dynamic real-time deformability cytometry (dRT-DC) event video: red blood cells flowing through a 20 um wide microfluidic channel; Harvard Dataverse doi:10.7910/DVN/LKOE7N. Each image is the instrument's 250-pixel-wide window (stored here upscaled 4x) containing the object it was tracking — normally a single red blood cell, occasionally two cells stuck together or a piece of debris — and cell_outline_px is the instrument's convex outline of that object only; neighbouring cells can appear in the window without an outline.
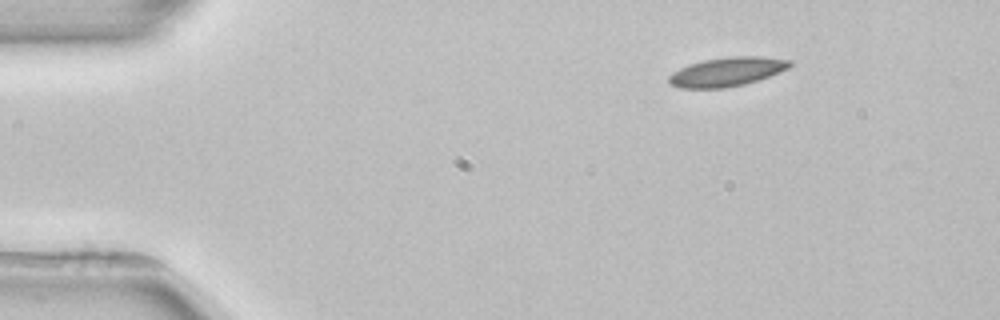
{"species": "common noctule bat (a hibernating species)", "species_latin": "Nyctalus noctula", "temperature_condition": "room temperature", "stored_images_in_passage": 3, "camera_frame_rate_fps": 3000, "um_per_image_px": 0.085, "animal": {"sex": "female", "body_mass_g": 22.7, "forearm_length_mm": 54.2}, "frame": {"image": 1, "passage_image": 1, "time_ms": 0.0, "image_size_px": [1000, 320], "cell_outline_px": [[792, 64], [788, 68], [780, 72], [744, 84], [724, 88], [680, 88], [672, 84], [668, 80], [668, 76], [672, 72], [688, 64], [704, 60], [732, 56], [760, 56], [792, 60]], "centroid_in_image_um": [61.79, 6.09], "position_along_channel_um": 23.2, "area_um2": 20.35}}
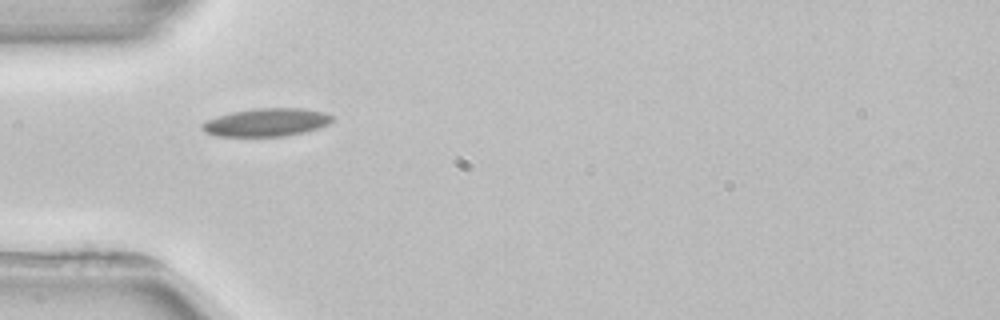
{"frame": {"image": 2, "passage_image": 3, "time_ms": 3.0, "image_size_px": [1000, 320], "cell_outline_px": [[332, 120], [328, 124], [304, 132], [284, 136], [216, 136], [204, 132], [200, 128], [200, 124], [208, 120], [232, 112], [256, 108], [304, 108], [324, 112], [332, 116]], "centroid_in_image_um": [22.62, 10.4], "position_along_channel_um": 62.4, "area_um2": 21.1}}